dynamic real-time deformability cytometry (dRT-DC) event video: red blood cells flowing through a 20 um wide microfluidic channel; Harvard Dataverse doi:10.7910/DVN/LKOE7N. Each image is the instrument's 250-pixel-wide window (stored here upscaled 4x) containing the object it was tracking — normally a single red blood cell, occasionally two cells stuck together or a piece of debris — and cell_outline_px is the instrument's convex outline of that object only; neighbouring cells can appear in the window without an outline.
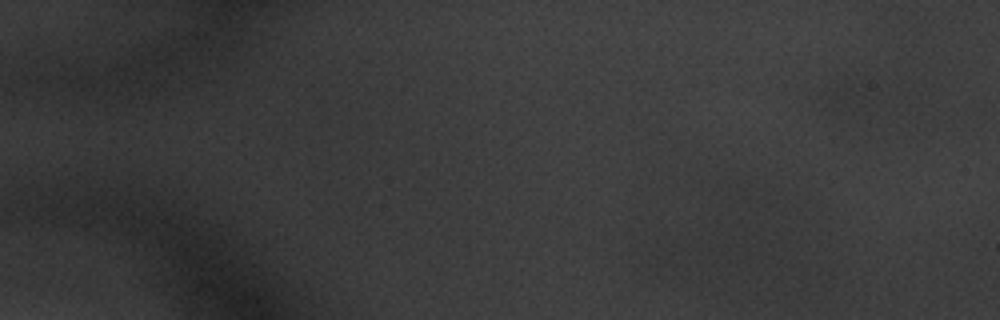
{"species": "common noctule bat (a hibernating species)", "species_latin": "Nyctalus noctula", "temperature_condition": "warm", "stored_images_in_passage": 2, "camera_frame_rate_fps": 3000, "um_per_image_px": 0.085, "animal": {"sex": "male", "body_mass_g": 20.1, "forearm_length_mm": 53.5}, "frame": {"image": 1, "passage_image": 2, "time_ms": 0.333, "image_size_px": [1000, 320], "cell_outline_px": [[904, 96], [884, 100], [864, 100], [836, 96], [832, 92], [848, 76], [896, 72], [900, 80]], "centroid_in_image_um": [74.02, 7.4], "position_along_channel_um": 11.0, "area_um2": 11.04}}